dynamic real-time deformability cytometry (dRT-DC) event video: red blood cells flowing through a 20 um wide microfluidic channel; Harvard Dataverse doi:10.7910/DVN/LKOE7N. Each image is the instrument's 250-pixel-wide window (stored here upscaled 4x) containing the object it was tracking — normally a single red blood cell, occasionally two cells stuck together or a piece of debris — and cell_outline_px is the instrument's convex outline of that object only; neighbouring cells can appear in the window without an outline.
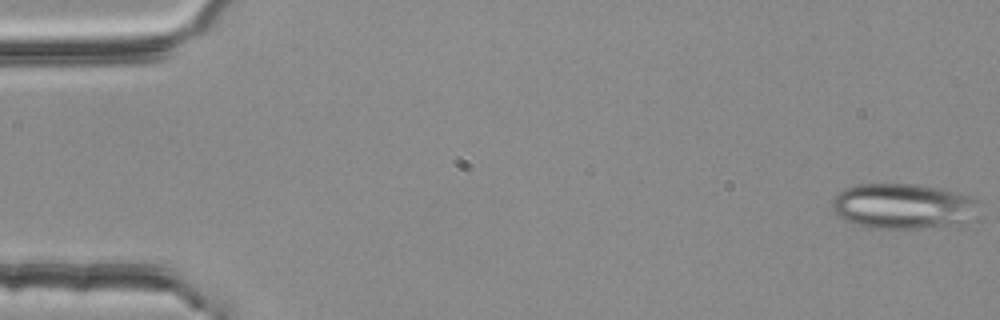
{"species": "common noctule bat (a hibernating species)", "species_latin": "Nyctalus noctula", "temperature_condition": "room temperature", "stored_images_in_passage": 4, "camera_frame_rate_fps": 3000, "um_per_image_px": 0.085, "animal": {"sex": "female", "body_mass_g": 25.1}, "frame": {"image": 1, "passage_image": 1, "time_ms": 0.0, "image_size_px": [1000, 320], "cell_outline_px": [[972, 200], [960, 224], [920, 228], [872, 228], [852, 224], [844, 220], [832, 208], [832, 200], [844, 188], [856, 184], [916, 184], [956, 192], [968, 196]], "centroid_in_image_um": [76.52, 17.51], "position_along_channel_um": 8.5, "area_um2": 37.22}}